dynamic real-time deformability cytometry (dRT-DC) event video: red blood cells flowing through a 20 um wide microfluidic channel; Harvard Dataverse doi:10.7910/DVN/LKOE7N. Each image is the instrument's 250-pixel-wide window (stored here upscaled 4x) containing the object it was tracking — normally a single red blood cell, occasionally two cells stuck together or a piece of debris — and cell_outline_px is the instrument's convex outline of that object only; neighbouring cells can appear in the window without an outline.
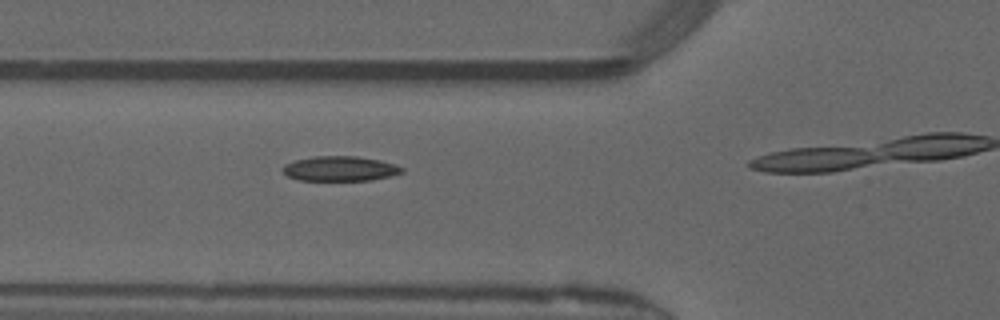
{"species": "common noctule bat (a hibernating species)", "species_latin": "Nyctalus noctula", "temperature_condition": "warm", "stored_images_in_passage": 13, "camera_frame_rate_fps": 3000, "um_per_image_px": 0.085, "animal": {"sex": "male", "forearm_length_mm": 52.5}, "frame": {"image": 1, "passage_image": 10, "time_ms": 3.0, "image_size_px": [1000, 320], "cell_outline_px": [[404, 172], [372, 180], [300, 180], [288, 176], [280, 168], [284, 164], [296, 160], [316, 156], [356, 156], [380, 160], [396, 164], [404, 168]], "centroid_in_image_um": [28.91, 14.33], "position_along_channel_um": 96.9, "area_um2": 17.22}}